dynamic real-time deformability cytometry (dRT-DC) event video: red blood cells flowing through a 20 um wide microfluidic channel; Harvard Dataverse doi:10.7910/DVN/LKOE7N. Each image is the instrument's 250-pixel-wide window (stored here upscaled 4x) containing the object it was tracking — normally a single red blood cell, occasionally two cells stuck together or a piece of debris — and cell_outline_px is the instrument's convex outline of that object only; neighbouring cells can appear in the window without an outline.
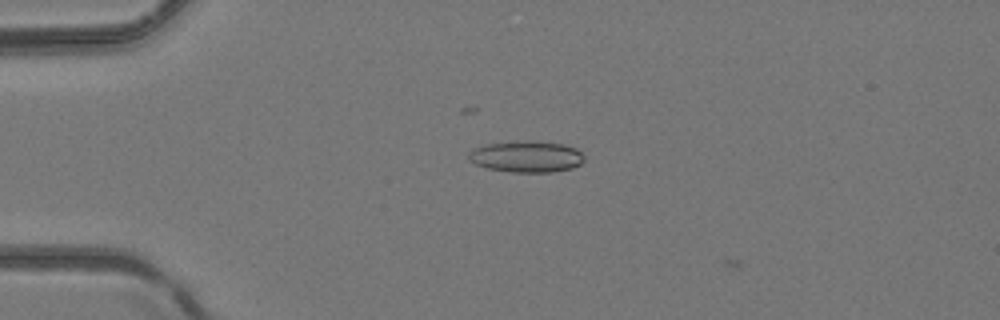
{"species": "common noctule bat (a hibernating species)", "species_latin": "Nyctalus noctula", "temperature_condition": "room temperature", "stored_images_in_passage": 4, "camera_frame_rate_fps": 3000, "um_per_image_px": 0.085, "animal": {"sex": "female", "body_mass_g": 24.6, "forearm_length_mm": 56.2}, "frame": {"image": 1, "passage_image": 4, "time_ms": 1.0, "image_size_px": [1000, 320], "cell_outline_px": [[584, 160], [580, 164], [572, 168], [552, 172], [512, 172], [488, 168], [476, 164], [468, 156], [468, 152], [472, 148], [488, 144], [516, 140], [524, 140], [564, 144], [576, 148], [584, 156]], "centroid_in_image_um": [44.76, 13.3], "position_along_channel_um": 40.2, "area_um2": 21.15}}